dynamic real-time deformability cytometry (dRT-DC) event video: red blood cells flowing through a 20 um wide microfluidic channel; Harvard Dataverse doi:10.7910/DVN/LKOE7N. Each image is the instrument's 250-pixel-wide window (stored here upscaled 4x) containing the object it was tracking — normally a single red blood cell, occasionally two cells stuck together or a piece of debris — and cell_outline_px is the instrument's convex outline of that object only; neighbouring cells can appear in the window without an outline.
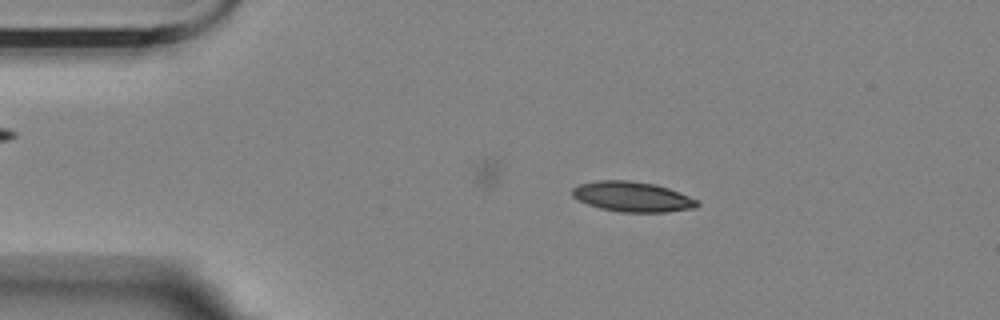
{"species": "Egyptian fruit bat (a non-hibernating species)", "species_latin": "Rousettus aegyptiacus", "temperature_condition": "room temperature", "stored_images_in_passage": 22, "camera_frame_rate_fps": 3000, "um_per_image_px": 0.085, "animal": {"sex": "female"}, "frame": {"image": 1, "passage_image": 10, "time_ms": 3.0, "image_size_px": [1000, 320], "cell_outline_px": [[700, 204], [696, 208], [664, 212], [620, 212], [600, 208], [588, 204], [572, 196], [572, 188], [580, 184], [596, 180], [632, 180], [656, 184], [668, 188], [700, 200]], "centroid_in_image_um": [53.78, 16.71], "position_along_channel_um": 31.2, "area_um2": 22.08}}
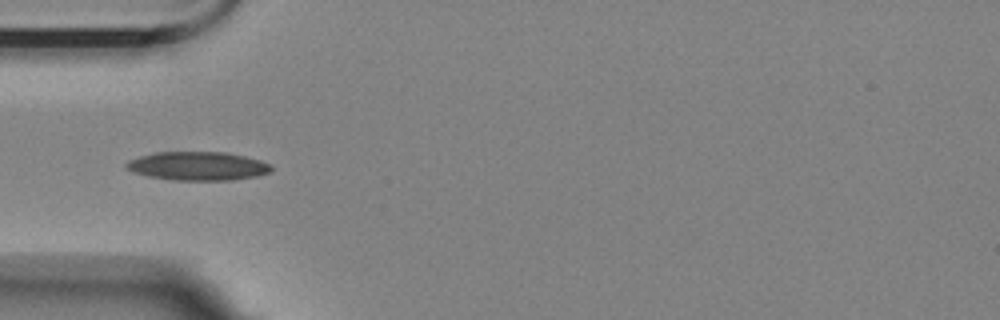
{"frame": {"image": 2, "passage_image": 17, "time_ms": 5.333, "image_size_px": [1000, 320], "cell_outline_px": [[272, 172], [256, 176], [232, 180], [172, 180], [148, 176], [132, 172], [124, 168], [124, 164], [128, 160], [140, 156], [156, 152], [228, 152], [260, 160], [272, 164]], "centroid_in_image_um": [16.8, 14.11], "position_along_channel_um": 68.2, "area_um2": 24.45}}
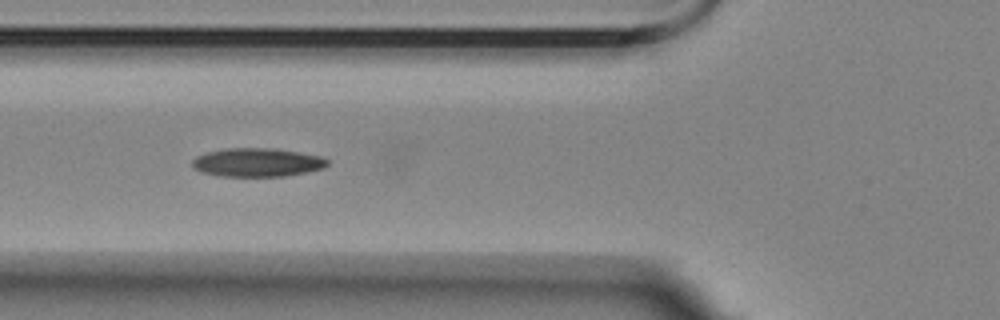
{"frame": {"image": 3, "passage_image": 20, "time_ms": 6.333, "image_size_px": [1000, 320], "cell_outline_px": [[328, 164], [324, 168], [284, 176], [220, 176], [200, 172], [192, 168], [192, 160], [196, 156], [208, 152], [224, 148], [276, 148], [320, 156], [328, 160]], "centroid_in_image_um": [21.82, 13.8], "position_along_channel_um": 104.0, "area_um2": 22.54}}